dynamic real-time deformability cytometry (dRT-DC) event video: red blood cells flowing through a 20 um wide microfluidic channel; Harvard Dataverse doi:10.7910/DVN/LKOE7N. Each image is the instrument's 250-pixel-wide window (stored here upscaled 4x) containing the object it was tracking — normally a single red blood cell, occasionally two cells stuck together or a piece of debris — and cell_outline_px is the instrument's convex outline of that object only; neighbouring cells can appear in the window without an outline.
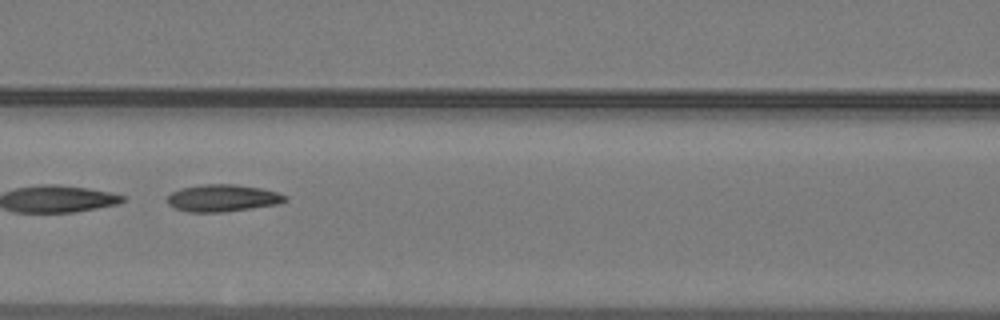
{"species": "common noctule bat (a hibernating species)", "species_latin": "Nyctalus noctula", "temperature_condition": "warm", "stored_images_in_passage": 41, "camera_frame_rate_fps": 3000, "um_per_image_px": 0.085, "animal": {"sex": "male", "body_mass_g": 19.2, "forearm_length_mm": 51.8}, "frame": {"image": 1, "passage_image": 21, "time_ms": 6.667, "image_size_px": [1000, 320], "cell_outline_px": [[288, 200], [276, 204], [252, 208], [224, 212], [188, 212], [176, 208], [168, 204], [168, 196], [172, 192], [184, 188], [204, 184], [232, 184], [260, 188], [276, 192], [288, 196]], "centroid_in_image_um": [18.94, 16.84], "position_along_channel_um": 147.7, "area_um2": 18.38}}
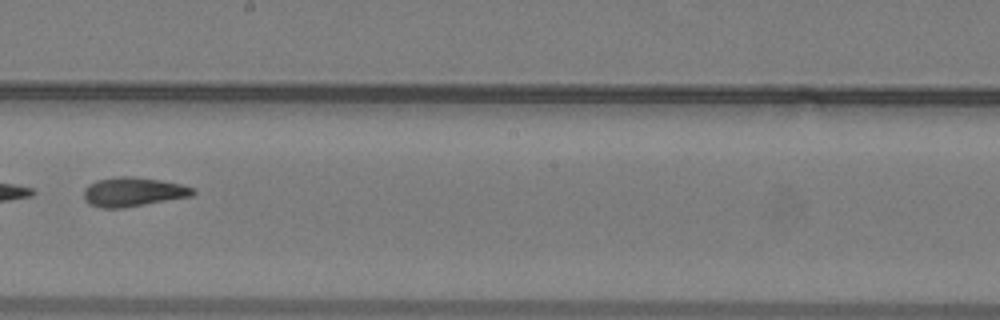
{"frame": {"image": 2, "passage_image": 27, "time_ms": 8.667, "image_size_px": [1000, 320], "cell_outline_px": [[196, 192], [192, 196], [124, 208], [100, 208], [88, 204], [84, 200], [84, 188], [88, 184], [96, 180], [120, 176], [128, 176], [160, 180], [180, 184], [196, 188]], "centroid_in_image_um": [11.3, 16.32], "position_along_channel_um": 236.9, "area_um2": 18.73}}